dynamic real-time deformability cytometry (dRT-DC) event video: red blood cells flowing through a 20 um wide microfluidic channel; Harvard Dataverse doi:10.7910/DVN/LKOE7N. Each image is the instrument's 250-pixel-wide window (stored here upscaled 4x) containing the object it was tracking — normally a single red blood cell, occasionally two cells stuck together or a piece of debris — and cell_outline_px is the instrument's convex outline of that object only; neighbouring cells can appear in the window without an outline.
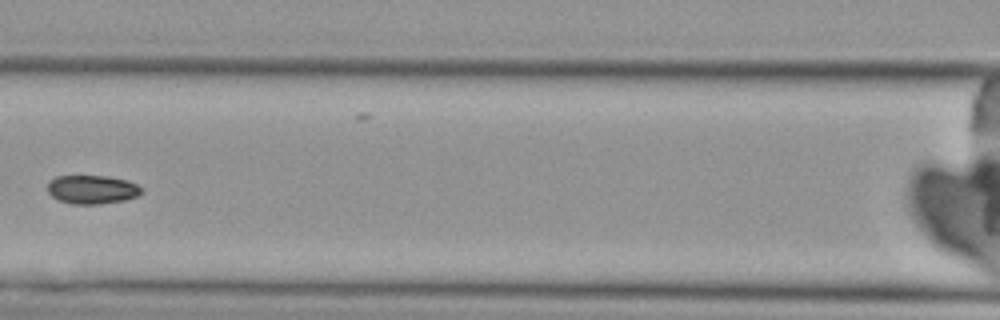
{"species": "Egyptian fruit bat (a non-hibernating species)", "species_latin": "Rousettus aegyptiacus", "temperature_condition": "cold", "stored_images_in_passage": 8, "camera_frame_rate_fps": 3000, "um_per_image_px": 0.085, "animal": {"sex": "female"}, "frame": {"image": 1, "passage_image": 7, "time_ms": 7.0, "image_size_px": [1000, 320], "cell_outline_px": [[140, 192], [136, 196], [124, 200], [100, 204], [72, 204], [60, 200], [52, 196], [48, 192], [48, 180], [56, 176], [108, 176], [128, 180], [136, 184], [140, 188]], "centroid_in_image_um": [7.79, 16.1], "position_along_channel_um": 158.8, "area_um2": 15.61}}